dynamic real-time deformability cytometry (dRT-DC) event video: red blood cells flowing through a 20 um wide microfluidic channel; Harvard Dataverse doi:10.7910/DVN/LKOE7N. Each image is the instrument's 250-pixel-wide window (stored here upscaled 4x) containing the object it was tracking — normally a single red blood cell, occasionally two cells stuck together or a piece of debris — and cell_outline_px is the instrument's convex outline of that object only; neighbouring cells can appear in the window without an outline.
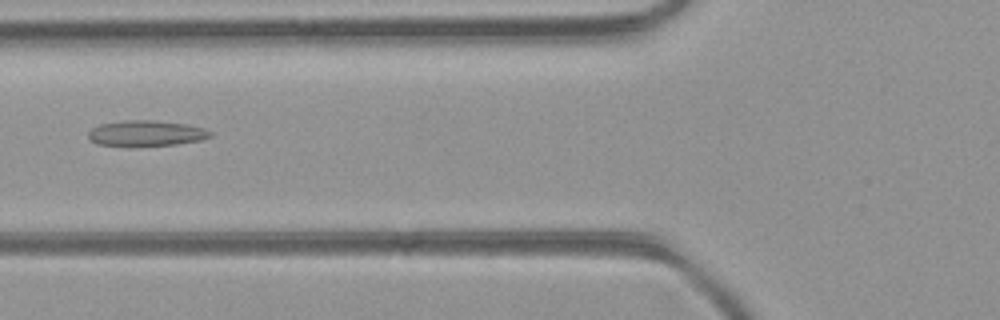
{"species": "common noctule bat (a hibernating species)", "species_latin": "Nyctalus noctula", "temperature_condition": "room temperature", "stored_images_in_passage": 46, "camera_frame_rate_fps": 3000, "um_per_image_px": 0.085, "animal": {"sex": "female", "body_mass_g": 21.9}, "frame": {"image": 1, "passage_image": 18, "time_ms": 5.667, "image_size_px": [1000, 320], "cell_outline_px": [[212, 136], [200, 140], [176, 144], [96, 144], [88, 136], [88, 132], [92, 128], [100, 124], [124, 120], [152, 120], [188, 124], [204, 128], [212, 132]], "centroid_in_image_um": [12.46, 11.29], "position_along_channel_um": 113.3, "area_um2": 17.63}}
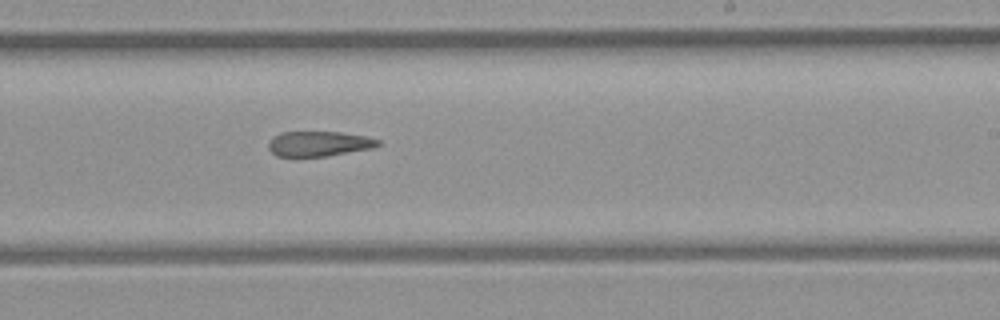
{"frame": {"image": 2, "passage_image": 28, "time_ms": 9.0, "image_size_px": [1000, 320], "cell_outline_px": [[380, 144], [372, 148], [328, 156], [276, 156], [268, 148], [268, 144], [280, 132], [340, 132], [368, 136], [380, 140]], "centroid_in_image_um": [27.15, 12.21], "position_along_channel_um": 261.9, "area_um2": 15.9}}
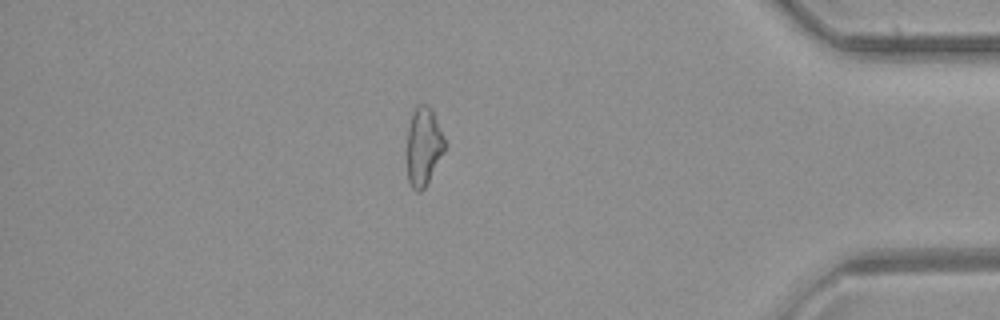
{"frame": {"image": 3, "passage_image": 40, "time_ms": 13.0, "image_size_px": [1000, 320], "cell_outline_px": [[448, 144], [444, 152], [424, 188], [420, 192], [416, 192], [412, 188], [408, 180], [408, 128], [416, 104], [424, 104], [432, 108]], "centroid_in_image_um": [36.04, 12.42], "position_along_channel_um": 399.2, "area_um2": 17.28}, "authors_computed_cell_mechanics": {"area_um2": 18.207, "velocity_mm_per_s": 4.4492, "shape_relaxation_time_tau1_ms": null, "shape_relaxation_time_tau2_ms": 9.8757, "deformation_change_tau1": null, "deformation_change_tau2": 0.257}}